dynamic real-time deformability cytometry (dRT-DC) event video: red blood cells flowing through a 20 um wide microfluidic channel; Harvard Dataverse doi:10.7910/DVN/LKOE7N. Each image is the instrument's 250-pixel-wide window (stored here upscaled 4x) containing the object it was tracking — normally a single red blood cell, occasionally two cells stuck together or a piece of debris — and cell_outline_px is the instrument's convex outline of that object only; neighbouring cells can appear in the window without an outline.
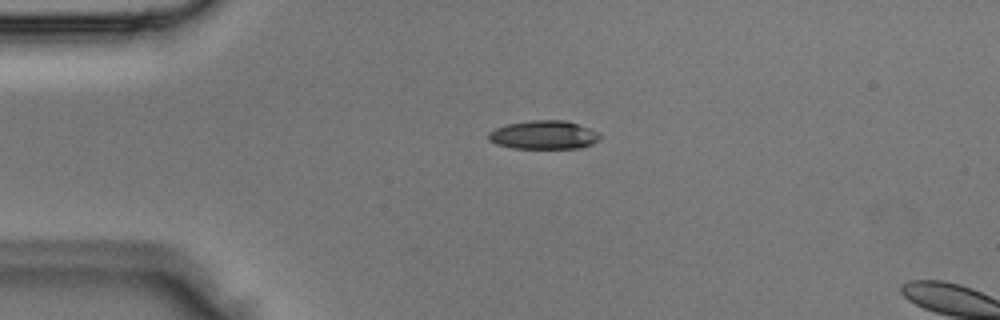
{"species": "Egyptian fruit bat (a non-hibernating species)", "species_latin": "Rousettus aegyptiacus", "temperature_condition": "room temperature", "stored_images_in_passage": 2, "camera_frame_rate_fps": 3000, "um_per_image_px": 0.085, "animal": {"sex": "male"}, "frame": {"image": 1, "passage_image": 1, "time_ms": 0.0, "image_size_px": [1000, 320], "cell_outline_px": [[600, 136], [592, 144], [580, 148], [512, 148], [496, 144], [488, 140], [488, 132], [496, 128], [508, 124], [532, 120], [568, 120], [600, 132]], "centroid_in_image_um": [46.22, 11.46], "position_along_channel_um": 38.8, "area_um2": 18.61}}